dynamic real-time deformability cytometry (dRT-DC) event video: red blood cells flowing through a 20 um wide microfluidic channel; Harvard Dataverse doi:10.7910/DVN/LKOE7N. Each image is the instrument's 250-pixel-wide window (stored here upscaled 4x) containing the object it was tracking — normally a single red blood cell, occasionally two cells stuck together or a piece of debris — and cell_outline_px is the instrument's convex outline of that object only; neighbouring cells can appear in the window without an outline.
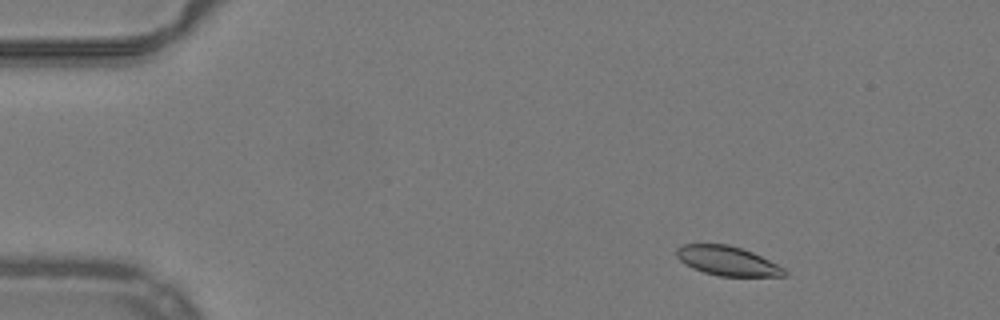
{"species": "common noctule bat (a hibernating species)", "species_latin": "Nyctalus noctula", "temperature_condition": "warm", "stored_images_in_passage": 11, "camera_frame_rate_fps": 3000, "um_per_image_px": 0.085, "animal": {"sex": "male", "body_mass_g": 19.2, "forearm_length_mm": 51.8}, "frame": {"image": 1, "passage_image": 3, "time_ms": 0.667, "image_size_px": [1000, 320], "cell_outline_px": [[788, 276], [720, 276], [704, 272], [692, 268], [680, 260], [676, 256], [676, 248], [684, 244], [728, 244], [752, 252], [784, 268], [788, 272]], "centroid_in_image_um": [61.82, 22.18], "position_along_channel_um": 23.2, "area_um2": 18.32}}